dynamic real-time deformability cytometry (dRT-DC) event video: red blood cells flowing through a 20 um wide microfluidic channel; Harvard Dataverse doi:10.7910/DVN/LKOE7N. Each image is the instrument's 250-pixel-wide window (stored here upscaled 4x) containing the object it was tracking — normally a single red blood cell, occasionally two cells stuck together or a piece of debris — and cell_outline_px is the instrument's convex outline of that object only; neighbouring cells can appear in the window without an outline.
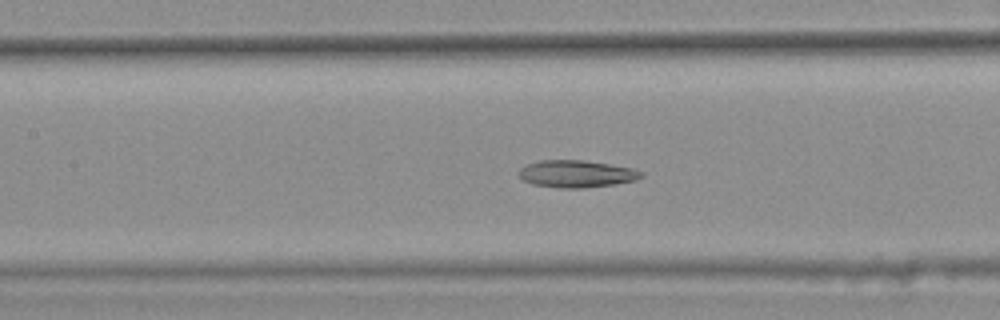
{"species": "common noctule bat (a hibernating species)", "species_latin": "Nyctalus noctula", "temperature_condition": "warm", "stored_images_in_passage": 47, "segment_of_instrument_passage": [2, 2], "camera_frame_rate_fps": 3000, "um_per_image_px": 0.085, "animal": {"sex": "female", "body_mass_g": 25.1}, "frame": {"image": 1, "passage_image": 25, "time_ms": 8.0, "image_size_px": [1000, 320], "cell_outline_px": [[644, 176], [636, 180], [616, 184], [584, 188], [560, 188], [532, 184], [524, 180], [516, 172], [520, 168], [528, 164], [540, 160], [584, 160], [632, 168], [644, 172]], "centroid_in_image_um": [49.01, 14.78], "position_along_channel_um": 158.4, "area_um2": 19.48}}
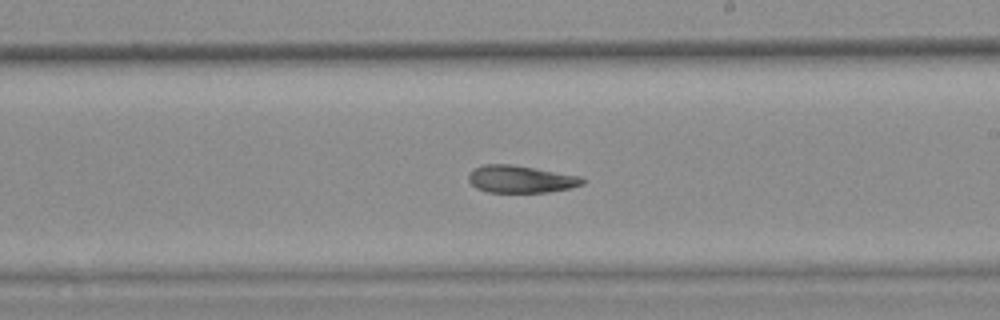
{"frame": {"image": 2, "passage_image": 32, "time_ms": 10.333, "image_size_px": [1000, 320], "cell_outline_px": [[584, 184], [572, 188], [548, 192], [488, 192], [476, 188], [468, 180], [468, 176], [476, 168], [484, 164], [512, 164], [536, 168], [580, 176], [584, 180]], "centroid_in_image_um": [44.28, 15.23], "position_along_channel_um": 244.7, "area_um2": 18.09}}
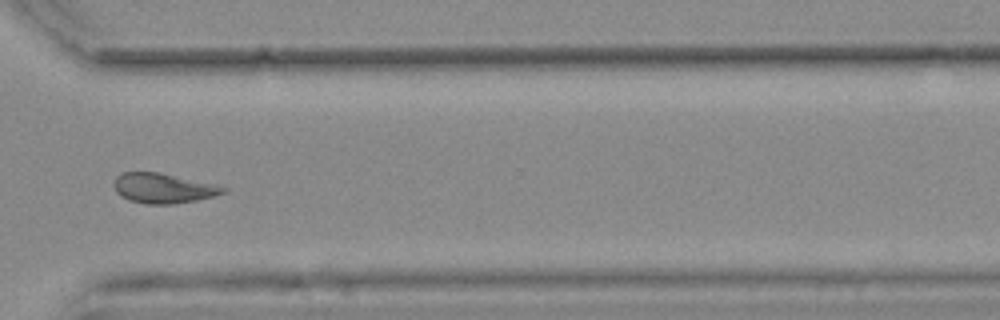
{"frame": {"image": 3, "passage_image": 41, "time_ms": 13.333, "image_size_px": [1000, 320], "cell_outline_px": [[228, 192], [196, 200], [176, 204], [144, 204], [128, 200], [120, 196], [116, 192], [112, 184], [116, 176], [124, 172], [160, 172], [216, 184], [228, 188]], "centroid_in_image_um": [13.86, 16.0], "position_along_channel_um": 356.7, "area_um2": 19.36}}